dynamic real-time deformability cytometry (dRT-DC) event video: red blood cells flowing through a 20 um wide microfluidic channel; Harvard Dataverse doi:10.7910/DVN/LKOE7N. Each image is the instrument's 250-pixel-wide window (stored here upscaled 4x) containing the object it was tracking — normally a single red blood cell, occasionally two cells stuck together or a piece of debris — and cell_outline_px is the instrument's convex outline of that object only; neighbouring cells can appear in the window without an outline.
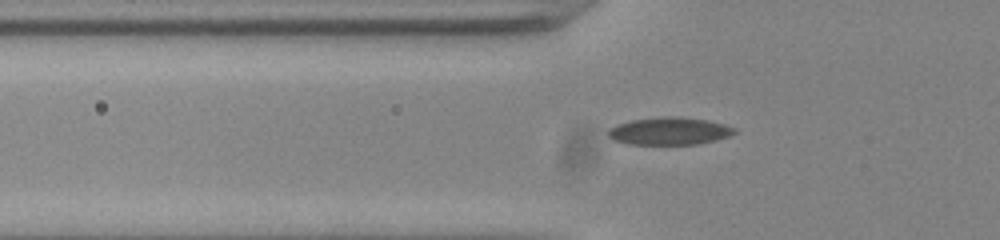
{"species": "common noctule bat (a hibernating species)", "species_latin": "Nyctalus noctula", "temperature_condition": "room temperature", "stored_images_in_passage": 41, "camera_frame_rate_fps": 3000, "um_per_image_px": 0.085, "animal": {"sex": "male", "body_mass_g": 20.0, "forearm_length_mm": 53.3}, "frame": {"image": 1, "passage_image": 6, "time_ms": 1.667, "image_size_px": [1000, 240], "cell_outline_px": [[736, 132], [728, 136], [696, 144], [628, 144], [616, 140], [608, 136], [608, 132], [616, 124], [632, 120], [664, 116], [676, 116], [708, 120], [724, 124], [736, 128]], "centroid_in_image_um": [56.9, 11.13], "position_along_channel_um": 68.9, "area_um2": 20.0}}
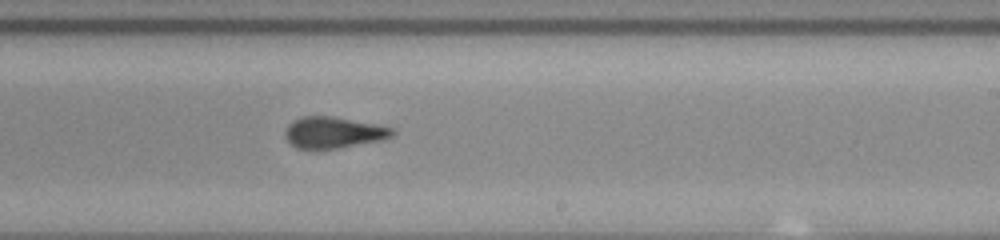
{"frame": {"image": 2, "passage_image": 21, "time_ms": 6.667, "image_size_px": [1000, 240], "cell_outline_px": [[396, 132], [392, 136], [380, 140], [340, 148], [296, 148], [284, 136], [284, 132], [288, 124], [292, 120], [300, 116], [332, 116], [392, 128]], "centroid_in_image_um": [28.29, 11.25], "position_along_channel_um": 260.7, "area_um2": 19.31}}
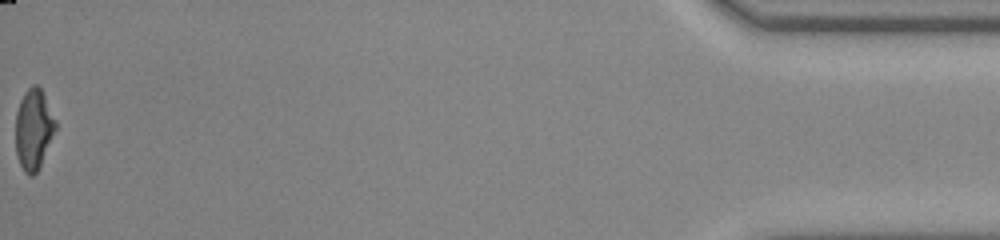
{"frame": {"image": 3, "passage_image": 41, "time_ms": 13.333, "image_size_px": [1000, 240], "cell_outline_px": [[56, 128], [40, 164], [36, 172], [32, 176], [28, 176], [24, 172], [20, 164], [16, 152], [16, 112], [20, 100], [24, 92], [32, 84], [36, 84], [40, 88], [56, 120]], "centroid_in_image_um": [2.84, 10.97], "position_along_channel_um": 432.4, "area_um2": 18.44}, "authors_computed_cell_mechanics": {"area_um2": 19.7676, "velocity_mm_per_s": 3.8728, "shape_relaxation_time_tau1_ms": 10.553, "shape_relaxation_time_tau2_ms": 1.4723, "deformation_change_tau1": 0.2191, "deformation_change_tau2": 0.0775}}